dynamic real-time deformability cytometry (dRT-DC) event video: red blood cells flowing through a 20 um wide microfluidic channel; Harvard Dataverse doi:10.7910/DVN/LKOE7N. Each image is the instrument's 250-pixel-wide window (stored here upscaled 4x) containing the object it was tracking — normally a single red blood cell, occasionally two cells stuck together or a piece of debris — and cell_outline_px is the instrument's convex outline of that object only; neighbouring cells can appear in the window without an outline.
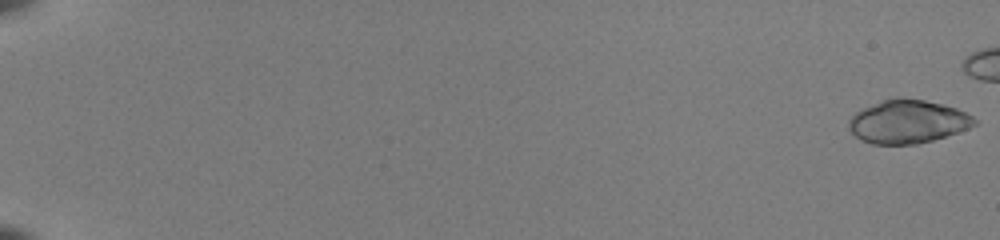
{"species": "common noctule bat (a hibernating species)", "species_latin": "Nyctalus noctula", "temperature_condition": "room temperature", "stored_images_in_passage": 49, "camera_frame_rate_fps": 3000, "um_per_image_px": 0.085, "animal": {"sex": "female", "body_mass_g": 22.0, "forearm_length_mm": 56.7}, "frame": {"image": 1, "passage_image": 1, "time_ms": 0.0, "image_size_px": [1000, 240], "cell_outline_px": [[976, 124], [968, 128], [932, 140], [916, 144], [872, 144], [860, 140], [848, 128], [848, 120], [856, 112], [880, 100], [900, 96], [924, 100], [956, 108], [972, 116], [976, 120]], "centroid_in_image_um": [77.11, 10.33], "position_along_channel_um": 7.9, "area_um2": 31.62}}